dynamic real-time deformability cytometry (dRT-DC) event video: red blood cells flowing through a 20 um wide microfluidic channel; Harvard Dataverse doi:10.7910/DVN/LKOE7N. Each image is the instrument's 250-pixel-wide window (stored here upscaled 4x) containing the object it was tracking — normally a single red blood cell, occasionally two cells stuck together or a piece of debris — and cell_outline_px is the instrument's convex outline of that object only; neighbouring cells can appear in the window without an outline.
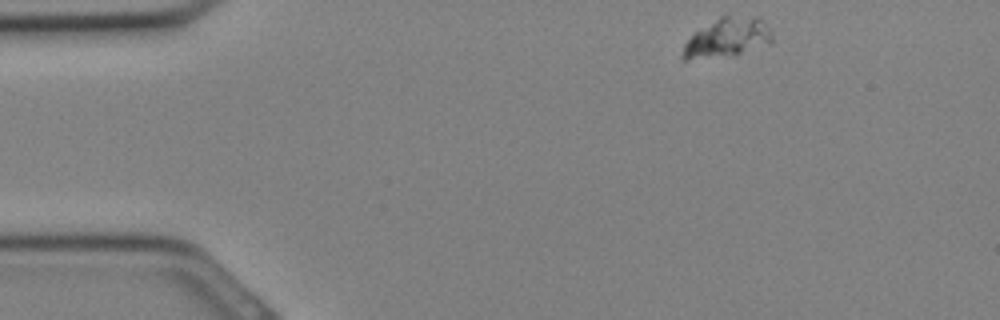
{"species": "Egyptian fruit bat (a non-hibernating species)", "species_latin": "Rousettus aegyptiacus", "temperature_condition": "cold", "stored_images_in_passage": 29, "camera_frame_rate_fps": 3000, "um_per_image_px": 0.085, "animal": {"sex": "female"}, "frame": {"image": 1, "passage_image": 1, "time_ms": 0.0, "image_size_px": [1000, 320], "cell_outline_px": [[772, 40], [768, 44], [740, 52], [688, 60], [684, 60], [684, 44], [696, 32], [720, 16], [756, 16], [760, 20], [772, 36]], "centroid_in_image_um": [61.81, 3.17], "position_along_channel_um": 23.2, "area_um2": 19.13}}
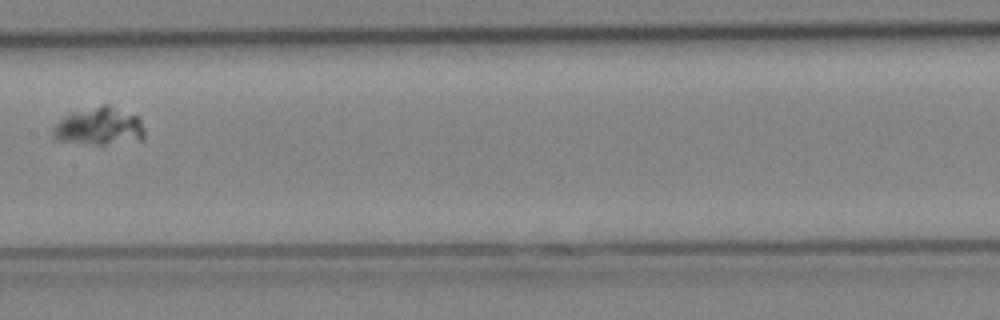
{"frame": {"image": 2, "passage_image": 13, "time_ms": 4.0, "image_size_px": [1000, 320], "cell_outline_px": [[144, 140], [104, 144], [96, 144], [56, 140], [52, 136], [52, 132], [56, 124], [60, 120], [72, 112], [100, 104], [108, 104], [136, 116], [140, 120], [144, 128]], "centroid_in_image_um": [8.45, 10.73], "position_along_channel_um": 199.0, "area_um2": 20.0}}
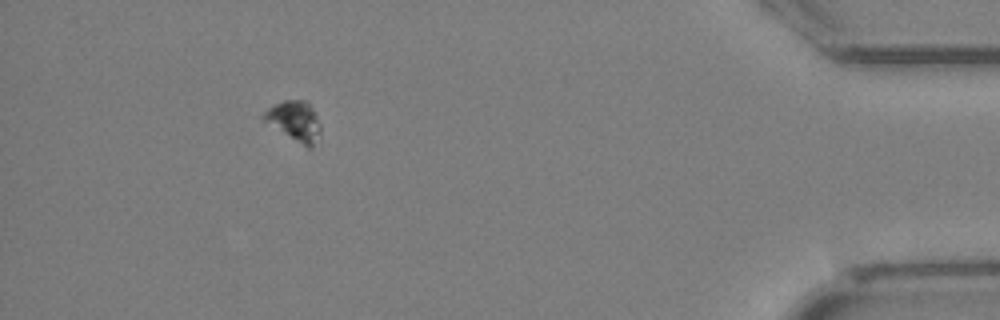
{"frame": {"image": 3, "passage_image": 26, "time_ms": 8.333, "image_size_px": [1000, 320], "cell_outline_px": [[320, 132], [312, 148], [308, 148], [264, 120], [264, 112], [268, 108], [284, 100], [308, 100], [320, 124]], "centroid_in_image_um": [25.08, 10.26], "position_along_channel_um": 410.1, "area_um2": 12.72}}